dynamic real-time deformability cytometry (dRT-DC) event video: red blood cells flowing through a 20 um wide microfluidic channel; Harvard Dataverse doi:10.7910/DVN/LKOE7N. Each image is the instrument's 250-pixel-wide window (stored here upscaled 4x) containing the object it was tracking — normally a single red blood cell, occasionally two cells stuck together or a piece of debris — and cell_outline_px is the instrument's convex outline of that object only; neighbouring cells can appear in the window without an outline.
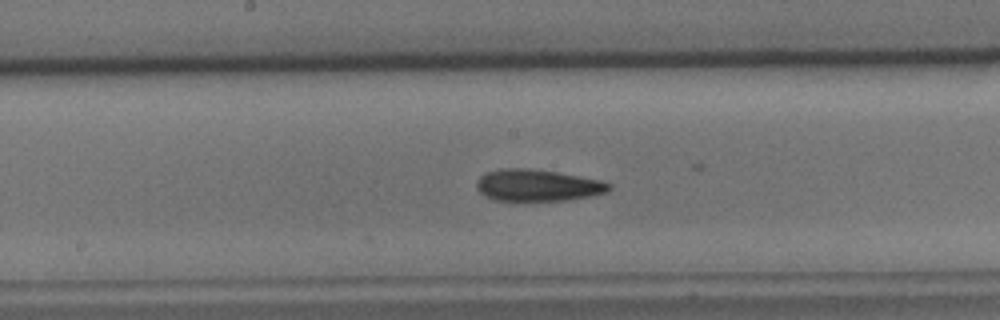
{"species": "common noctule bat (a hibernating species)", "species_latin": "Nyctalus noctula", "temperature_condition": "cold", "stored_images_in_passage": 42, "camera_frame_rate_fps": 3000, "um_per_image_px": 0.085, "animal": {"sex": "male", "body_mass_g": 15.6}, "frame": {"image": 1, "passage_image": 15, "time_ms": 4.667, "image_size_px": [1000, 320], "cell_outline_px": [[612, 188], [608, 192], [588, 196], [564, 200], [496, 200], [480, 192], [476, 188], [476, 180], [480, 176], [488, 172], [500, 168], [528, 168], [556, 172], [600, 180], [612, 184]], "centroid_in_image_um": [45.69, 15.74], "position_along_channel_um": 202.5, "area_um2": 24.22}}
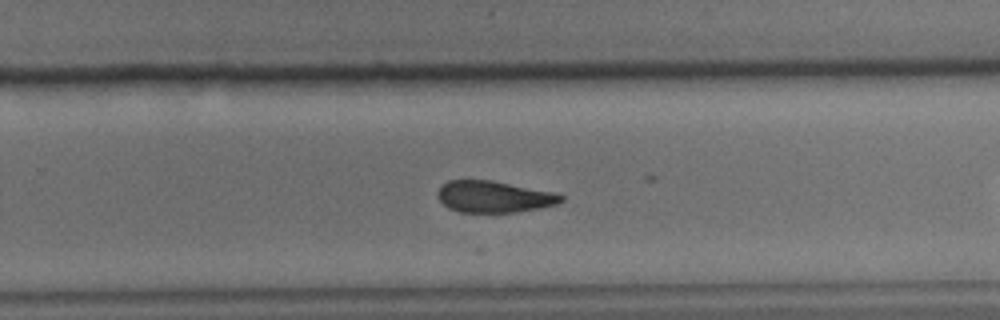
{"frame": {"image": 2, "passage_image": 22, "time_ms": 7.0, "image_size_px": [1000, 320], "cell_outline_px": [[564, 200], [556, 204], [540, 208], [516, 212], [460, 212], [448, 208], [436, 196], [436, 192], [440, 184], [448, 180], [488, 180], [552, 192], [564, 196]], "centroid_in_image_um": [41.92, 16.72], "position_along_channel_um": 287.9, "area_um2": 22.6}}
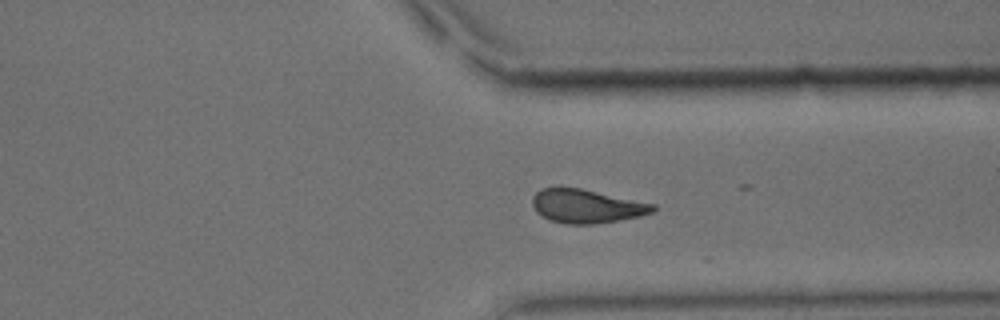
{"frame": {"image": 3, "passage_image": 28, "time_ms": 9.0, "image_size_px": [1000, 320], "cell_outline_px": [[656, 208], [652, 212], [640, 216], [620, 220], [592, 224], [568, 224], [552, 220], [536, 212], [532, 204], [532, 196], [540, 188], [556, 184], [580, 188], [656, 204]], "centroid_in_image_um": [49.81, 17.48], "position_along_channel_um": 361.6, "area_um2": 24.04}, "authors_computed_cell_mechanics": {"area_um2": 24.0448, "velocity_mm_per_s": 3.6708, "shape_relaxation_time_tau1_ms": 4.9667, "shape_relaxation_time_tau2_ms": 2.7464, "deformation_change_tau1": 0.1268, "deformation_change_tau2": 0.0873}}